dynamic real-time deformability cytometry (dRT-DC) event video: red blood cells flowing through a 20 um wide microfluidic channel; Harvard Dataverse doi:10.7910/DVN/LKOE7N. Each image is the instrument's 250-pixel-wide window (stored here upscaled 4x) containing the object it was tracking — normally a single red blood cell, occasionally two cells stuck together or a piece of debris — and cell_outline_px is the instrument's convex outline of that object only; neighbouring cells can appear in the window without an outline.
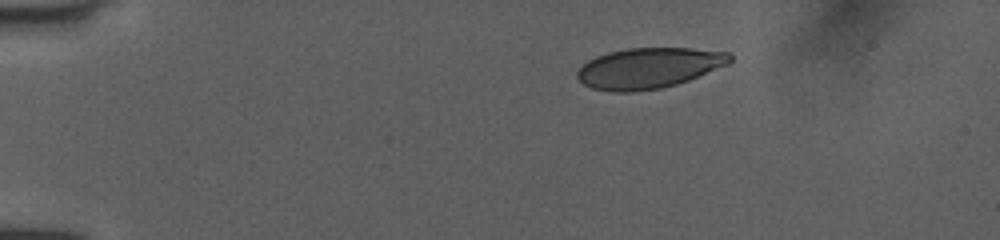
{"species": "human", "species_latin": "Homo sapiens", "temperature_condition": "room temperature", "stored_images_in_passage": 43, "camera_frame_rate_fps": 3000, "um_per_image_px": 0.085, "donor": {"sex": "female"}, "frame": {"image": 1, "passage_image": 1, "time_ms": 0.0, "image_size_px": [1000, 240], "cell_outline_px": [[732, 60], [728, 64], [688, 80], [676, 84], [660, 88], [632, 92], [616, 92], [592, 88], [584, 84], [576, 76], [576, 72], [588, 60], [596, 56], [608, 52], [628, 48], [692, 48], [728, 52], [732, 56]], "centroid_in_image_um": [55.14, 5.78], "position_along_channel_um": 29.9, "area_um2": 35.95}}
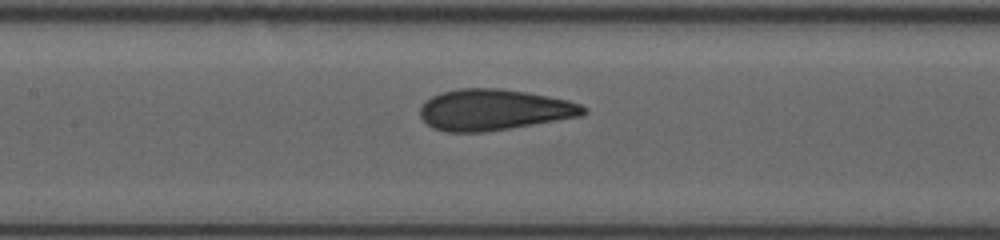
{"frame": {"image": 2, "passage_image": 17, "time_ms": 5.333, "image_size_px": [1000, 240], "cell_outline_px": [[588, 112], [580, 116], [484, 132], [448, 132], [432, 128], [420, 116], [420, 108], [432, 96], [440, 92], [460, 88], [500, 88], [528, 92], [568, 100], [580, 104]], "centroid_in_image_um": [41.96, 9.32], "position_along_channel_um": 165.4, "area_um2": 38.78}}
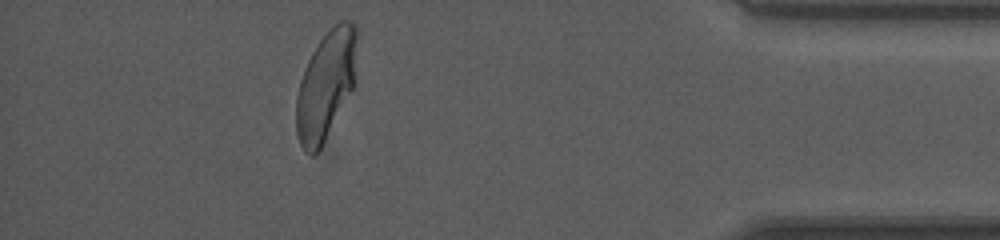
{"frame": {"image": 3, "passage_image": 38, "time_ms": 12.333, "image_size_px": [1000, 240], "cell_outline_px": [[356, 80], [352, 88], [320, 148], [312, 156], [300, 144], [296, 132], [296, 96], [300, 80], [308, 60], [312, 52], [320, 40], [340, 20], [348, 20], [356, 24]], "centroid_in_image_um": [27.69, 7.21], "position_along_channel_um": 407.5, "area_um2": 37.86}, "authors_computed_cell_mechanics": {"area_um2": 38.6682, "velocity_mm_per_s": 4.0289, "shape_relaxation_time_tau1_ms": 8.2315, "shape_relaxation_time_tau2_ms": null, "deformation_change_tau1": 0.2368, "deformation_change_tau2": null}}